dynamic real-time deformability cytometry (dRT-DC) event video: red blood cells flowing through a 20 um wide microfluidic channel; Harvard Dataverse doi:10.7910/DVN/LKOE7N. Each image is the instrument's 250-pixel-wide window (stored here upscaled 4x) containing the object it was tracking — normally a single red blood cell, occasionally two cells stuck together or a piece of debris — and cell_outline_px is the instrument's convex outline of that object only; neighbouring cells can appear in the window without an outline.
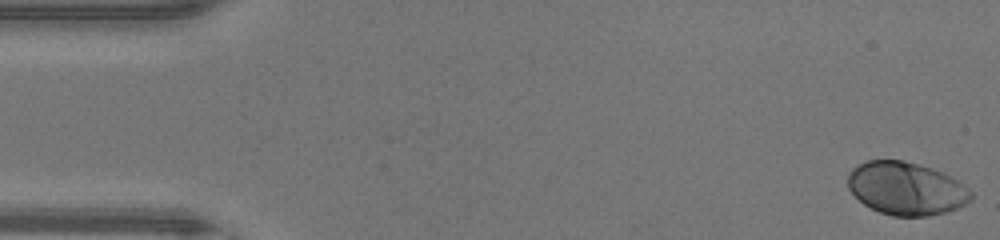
{"species": "human", "species_latin": "Homo sapiens", "temperature_condition": "warm", "stored_images_in_passage": 48, "camera_frame_rate_fps": 3000, "um_per_image_px": 0.085, "donor": {"sex": "male"}, "frame": {"image": 1, "passage_image": 1, "time_ms": 0.0, "image_size_px": [1000, 240], "cell_outline_px": [[972, 200], [956, 208], [944, 212], [928, 216], [892, 216], [880, 212], [864, 204], [848, 188], [848, 172], [852, 168], [868, 160], [904, 160], [920, 164], [944, 172], [956, 180], [972, 192]], "centroid_in_image_um": [77.02, 16.01], "position_along_channel_um": 8.0, "area_um2": 37.86}}
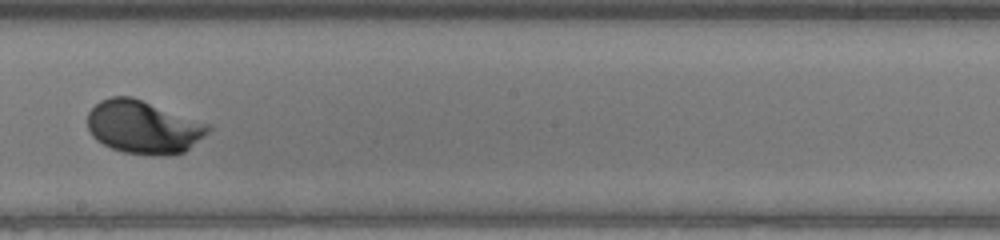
{"frame": {"image": 2, "passage_image": 27, "time_ms": 8.667, "image_size_px": [1000, 240], "cell_outline_px": [[212, 128], [204, 136], [184, 152], [164, 156], [160, 156], [124, 152], [112, 148], [96, 140], [92, 136], [88, 128], [88, 112], [100, 100], [112, 96], [132, 96], [212, 124]], "centroid_in_image_um": [12.21, 10.79], "position_along_channel_um": 236.0, "area_um2": 37.57}}
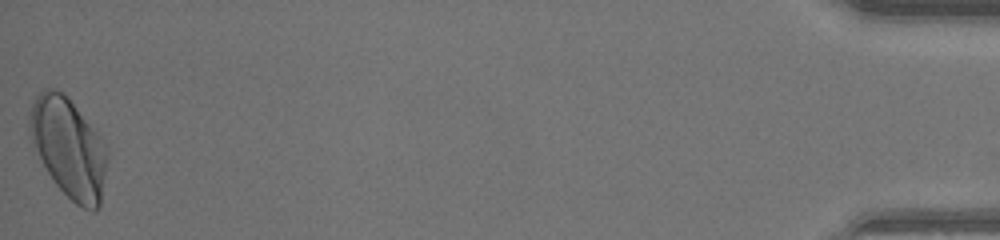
{"frame": {"image": 3, "passage_image": 48, "time_ms": 15.667, "image_size_px": [1000, 240], "cell_outline_px": [[108, 160], [100, 204], [92, 212], [76, 204], [56, 184], [48, 172], [32, 144], [28, 132], [28, 112], [36, 96], [44, 88], [52, 88], [64, 92], [100, 136], [108, 152]], "centroid_in_image_um": [5.82, 12.53], "position_along_channel_um": 429.4, "area_um2": 44.97}, "authors_computed_cell_mechanics": {"area_um2": 36.9342, "velocity_mm_per_s": 4.2854, "shape_relaxation_time_tau1_ms": 1.9801, "shape_relaxation_time_tau2_ms": null, "deformation_change_tau1": 0.1543, "deformation_change_tau2": null}}